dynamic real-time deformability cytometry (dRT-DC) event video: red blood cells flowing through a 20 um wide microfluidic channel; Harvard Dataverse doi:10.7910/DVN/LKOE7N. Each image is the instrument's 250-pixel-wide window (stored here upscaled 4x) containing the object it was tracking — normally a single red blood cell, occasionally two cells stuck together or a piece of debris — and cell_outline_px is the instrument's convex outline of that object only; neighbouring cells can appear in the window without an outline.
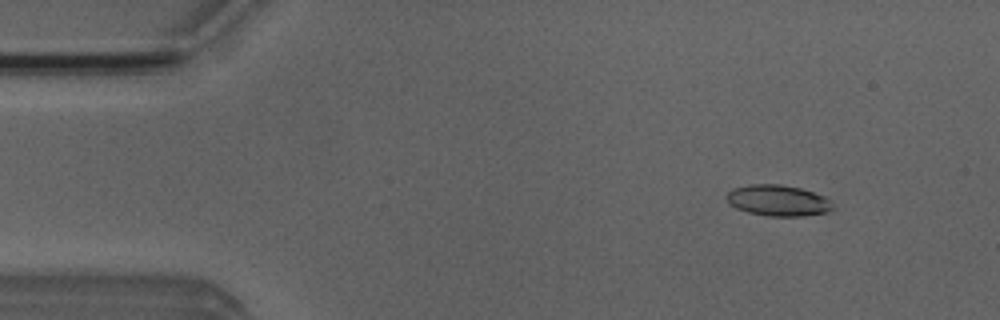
{"species": "Egyptian fruit bat (a non-hibernating species)", "species_latin": "Rousettus aegyptiacus", "temperature_condition": "room temperature", "stored_images_in_passage": 4, "camera_frame_rate_fps": 3000, "um_per_image_px": 0.085, "animal": {"sex": "male"}, "frame": {"image": 1, "passage_image": 2, "time_ms": 1.333, "image_size_px": [1000, 320], "cell_outline_px": [[832, 208], [828, 212], [804, 216], [768, 216], [748, 212], [736, 208], [728, 204], [724, 196], [732, 188], [752, 184], [780, 184], [800, 188], [824, 196], [832, 204]], "centroid_in_image_um": [66.07, 17.04], "position_along_channel_um": 18.9, "area_um2": 19.25}}